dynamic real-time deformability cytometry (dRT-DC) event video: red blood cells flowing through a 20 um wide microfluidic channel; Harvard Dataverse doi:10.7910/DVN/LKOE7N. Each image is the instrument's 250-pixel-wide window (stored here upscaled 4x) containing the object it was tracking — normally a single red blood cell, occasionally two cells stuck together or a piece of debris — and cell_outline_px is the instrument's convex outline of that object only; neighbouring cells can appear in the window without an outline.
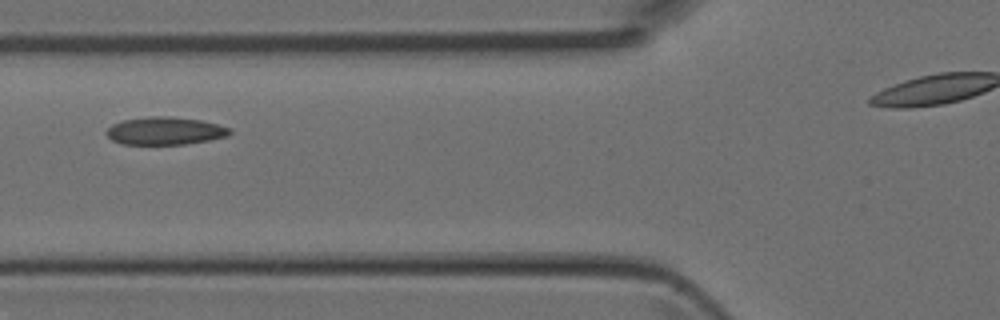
{"species": "Egyptian fruit bat (a non-hibernating species)", "species_latin": "Rousettus aegyptiacus", "temperature_condition": "room temperature", "stored_images_in_passage": 3, "camera_frame_rate_fps": 3000, "um_per_image_px": 0.085, "animal": {"sex": "female"}, "frame": {"image": 1, "passage_image": 3, "time_ms": 0.667, "image_size_px": [1000, 320], "cell_outline_px": [[232, 132], [228, 136], [208, 140], [184, 144], [120, 144], [112, 140], [104, 132], [112, 124], [124, 120], [148, 116], [172, 116], [200, 120], [232, 128]], "centroid_in_image_um": [14.02, 11.12], "position_along_channel_um": 111.8, "area_um2": 20.0}}